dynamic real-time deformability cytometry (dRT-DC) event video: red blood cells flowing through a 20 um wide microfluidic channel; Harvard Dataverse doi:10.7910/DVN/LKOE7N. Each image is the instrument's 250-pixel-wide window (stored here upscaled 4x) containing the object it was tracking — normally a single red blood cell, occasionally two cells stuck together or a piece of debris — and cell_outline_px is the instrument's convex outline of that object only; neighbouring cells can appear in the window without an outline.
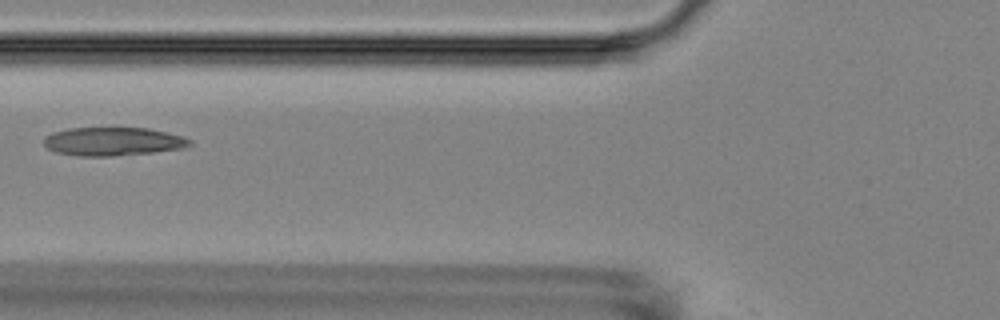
{"species": "Egyptian fruit bat (a non-hibernating species)", "species_latin": "Rousettus aegyptiacus", "temperature_condition": "room temperature", "stored_images_in_passage": 3, "camera_frame_rate_fps": 3000, "um_per_image_px": 0.085, "animal": {"sex": "female"}, "frame": {"image": 1, "passage_image": 3, "time_ms": 2.333, "image_size_px": [1000, 320], "cell_outline_px": [[192, 144], [184, 148], [152, 152], [112, 156], [80, 156], [56, 152], [48, 148], [44, 144], [44, 136], [52, 132], [68, 128], [148, 128], [168, 132], [184, 136], [192, 140]], "centroid_in_image_um": [9.62, 12.02], "position_along_channel_um": 116.2, "area_um2": 24.28}}